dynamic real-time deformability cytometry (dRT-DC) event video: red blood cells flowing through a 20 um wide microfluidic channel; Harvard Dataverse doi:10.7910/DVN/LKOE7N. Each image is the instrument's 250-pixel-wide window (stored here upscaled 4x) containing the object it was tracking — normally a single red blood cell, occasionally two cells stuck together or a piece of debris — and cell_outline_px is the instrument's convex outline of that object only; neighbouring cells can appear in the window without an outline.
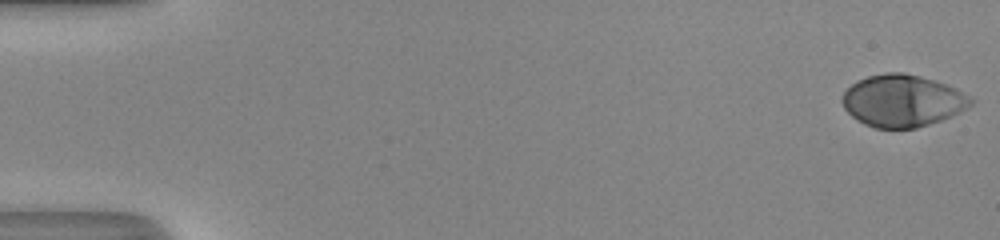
{"species": "human", "species_latin": "Homo sapiens", "temperature_condition": "room temperature", "stored_images_in_passage": 51, "camera_frame_rate_fps": 3000, "um_per_image_px": 0.085, "donor": {"sex": "male"}, "frame": {"image": 1, "passage_image": 1, "time_ms": 0.0, "image_size_px": [1000, 240], "cell_outline_px": [[976, 100], [968, 108], [960, 112], [940, 120], [916, 128], [876, 128], [864, 124], [852, 116], [844, 108], [840, 100], [844, 92], [856, 80], [868, 76], [884, 72], [904, 72], [920, 76], [948, 84], [956, 88]], "centroid_in_image_um": [76.71, 8.55], "position_along_channel_um": 8.3, "area_um2": 39.19}}
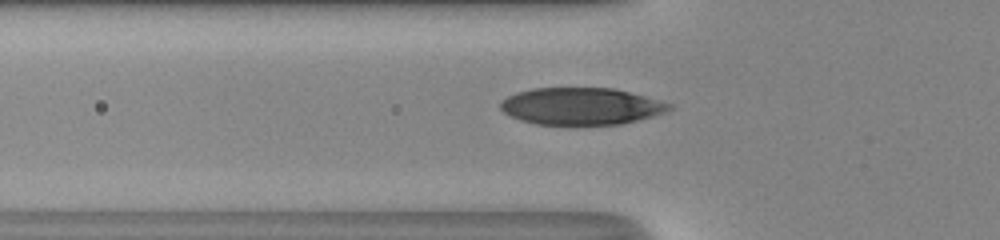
{"frame": {"image": 2, "passage_image": 19, "time_ms": 6.0, "image_size_px": [1000, 240], "cell_outline_px": [[672, 108], [668, 112], [620, 124], [536, 124], [520, 120], [504, 112], [500, 108], [500, 100], [516, 92], [532, 88], [612, 88], [644, 96], [672, 104]], "centroid_in_image_um": [49.37, 9.02], "position_along_channel_um": 76.4, "area_um2": 36.18}}
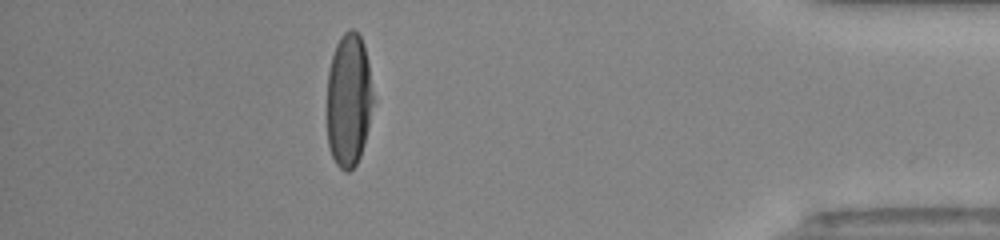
{"frame": {"image": 3, "passage_image": 46, "time_ms": 15.0, "image_size_px": [1000, 240], "cell_outline_px": [[372, 104], [368, 128], [364, 144], [360, 156], [356, 164], [348, 172], [344, 172], [336, 164], [332, 156], [328, 144], [328, 72], [332, 56], [336, 44], [340, 36], [348, 28], [352, 28], [360, 36], [364, 44], [368, 64], [372, 96]], "centroid_in_image_um": [29.63, 8.51], "position_along_channel_um": 405.6, "area_um2": 35.6}, "authors_computed_cell_mechanics": {"area_um2": 38.0902, "velocity_mm_per_s": 4.1528, "shape_relaxation_time_tau1_ms": 3.6908, "shape_relaxation_time_tau2_ms": null, "deformation_change_tau1": 0.2466, "deformation_change_tau2": null}}